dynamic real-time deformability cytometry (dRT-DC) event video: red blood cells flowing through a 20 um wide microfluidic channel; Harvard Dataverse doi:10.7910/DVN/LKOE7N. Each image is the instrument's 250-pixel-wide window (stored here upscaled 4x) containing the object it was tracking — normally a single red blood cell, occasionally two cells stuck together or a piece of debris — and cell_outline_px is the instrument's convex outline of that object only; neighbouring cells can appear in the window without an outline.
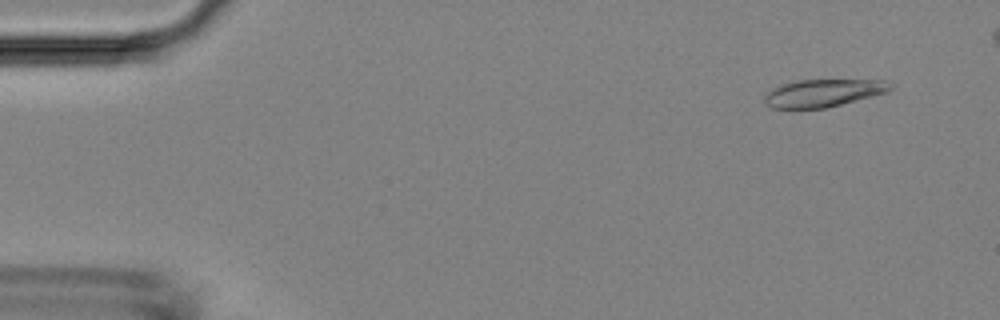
{"species": "Egyptian fruit bat (a non-hibernating species)", "species_latin": "Rousettus aegyptiacus", "temperature_condition": "room temperature", "stored_images_in_passage": 6, "camera_frame_rate_fps": 3000, "um_per_image_px": 0.085, "animal": {"sex": "female"}, "frame": {"image": 1, "passage_image": 2, "time_ms": 1.0, "image_size_px": [1000, 320], "cell_outline_px": [[892, 88], [888, 92], [824, 108], [772, 108], [764, 104], [764, 96], [772, 88], [796, 80], [888, 80], [892, 84]], "centroid_in_image_um": [69.97, 7.9], "position_along_channel_um": 15.0, "area_um2": 20.11}}